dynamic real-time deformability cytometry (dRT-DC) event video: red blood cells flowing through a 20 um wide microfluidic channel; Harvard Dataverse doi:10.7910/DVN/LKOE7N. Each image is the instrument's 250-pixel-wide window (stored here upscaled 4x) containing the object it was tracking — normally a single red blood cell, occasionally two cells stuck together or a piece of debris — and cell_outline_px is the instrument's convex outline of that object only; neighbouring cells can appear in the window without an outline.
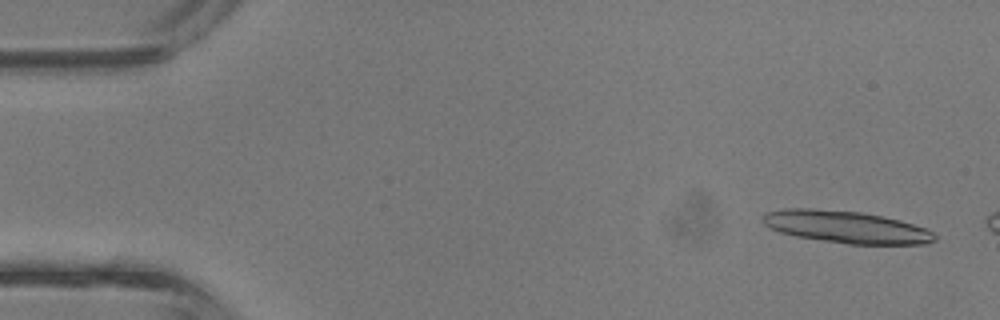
{"species": "common noctule bat (a hibernating species)", "species_latin": "Nyctalus noctula", "temperature_condition": "room temperature", "stored_images_in_passage": 5, "camera_frame_rate_fps": 3000, "um_per_image_px": 0.085, "animal": {"sex": "male", "body_mass_g": 13.3}, "frame": {"image": 1, "passage_image": 2, "time_ms": 0.333, "image_size_px": [1000, 320], "cell_outline_px": [[936, 240], [924, 244], [848, 244], [796, 236], [780, 232], [768, 228], [760, 220], [760, 216], [764, 212], [784, 208], [812, 208], [860, 212], [900, 220], [928, 228], [936, 236]], "centroid_in_image_um": [71.87, 19.28], "position_along_channel_um": 13.1, "area_um2": 32.48}}